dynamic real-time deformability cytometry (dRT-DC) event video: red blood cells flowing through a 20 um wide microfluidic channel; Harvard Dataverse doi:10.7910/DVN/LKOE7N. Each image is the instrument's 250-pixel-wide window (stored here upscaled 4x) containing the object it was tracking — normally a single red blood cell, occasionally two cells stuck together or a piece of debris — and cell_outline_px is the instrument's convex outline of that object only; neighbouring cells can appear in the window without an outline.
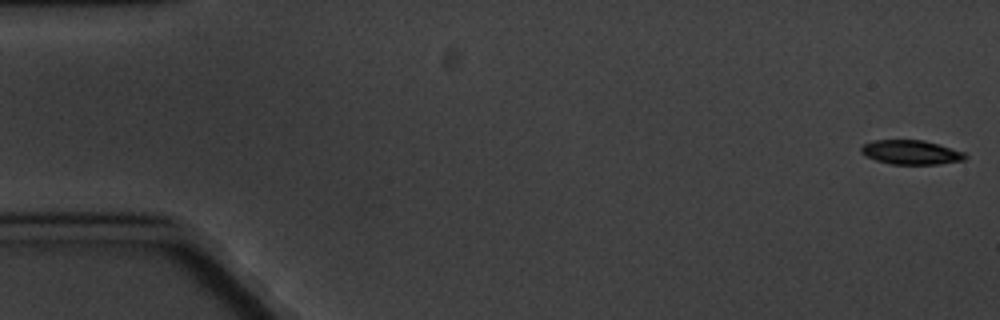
{"species": "common noctule bat (a hibernating species)", "species_latin": "Nyctalus noctula", "temperature_condition": "cold", "stored_images_in_passage": 5, "camera_frame_rate_fps": 3000, "um_per_image_px": 0.085, "animal": {"sex": "male", "body_mass_g": 20.1, "forearm_length_mm": 53.5}, "frame": {"image": 1, "passage_image": 1, "time_ms": 0.0, "image_size_px": [1000, 320], "cell_outline_px": [[968, 156], [964, 160], [940, 164], [892, 164], [876, 160], [864, 156], [860, 152], [860, 148], [864, 144], [872, 140], [924, 140], [964, 152]], "centroid_in_image_um": [77.41, 12.94], "position_along_channel_um": 7.6, "area_um2": 14.74}}
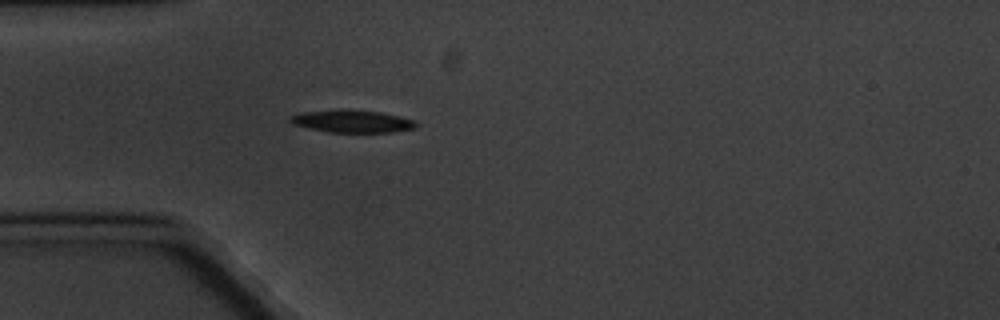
{"frame": {"image": 2, "passage_image": 5, "time_ms": 5.333, "image_size_px": [1000, 320], "cell_outline_px": [[420, 124], [416, 128], [392, 132], [328, 132], [292, 124], [288, 120], [288, 116], [304, 112], [340, 108], [380, 112], [412, 120]], "centroid_in_image_um": [29.89, 10.3], "position_along_channel_um": 55.1, "area_um2": 16.59}}